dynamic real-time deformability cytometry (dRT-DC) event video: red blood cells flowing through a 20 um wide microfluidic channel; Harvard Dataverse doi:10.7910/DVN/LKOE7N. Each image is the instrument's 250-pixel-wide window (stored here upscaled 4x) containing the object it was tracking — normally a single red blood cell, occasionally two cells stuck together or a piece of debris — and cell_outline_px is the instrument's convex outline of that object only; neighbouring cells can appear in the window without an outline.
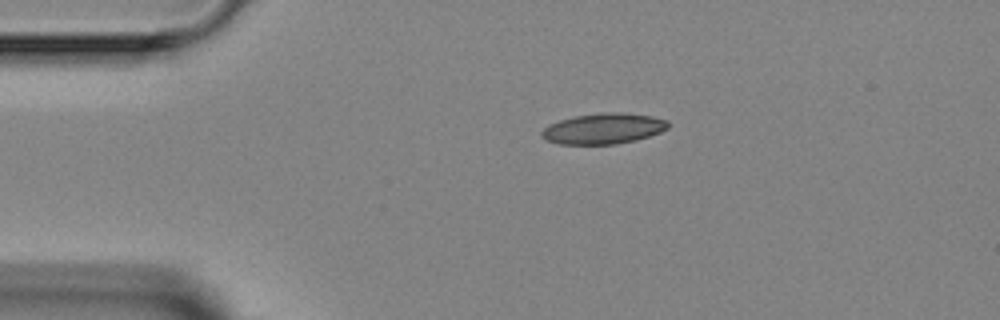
{"species": "Egyptian fruit bat (a non-hibernating species)", "species_latin": "Rousettus aegyptiacus", "temperature_condition": "room temperature", "stored_images_in_passage": 2, "camera_frame_rate_fps": 3000, "um_per_image_px": 0.085, "animal": {"sex": "female"}, "frame": {"image": 1, "passage_image": 1, "time_ms": 0.0, "image_size_px": [1000, 320], "cell_outline_px": [[668, 128], [660, 132], [636, 140], [616, 144], [560, 144], [548, 140], [540, 136], [540, 132], [548, 124], [560, 120], [576, 116], [604, 112], [616, 112], [652, 116], [668, 120]], "centroid_in_image_um": [51.28, 10.93], "position_along_channel_um": 33.7, "area_um2": 22.48}}
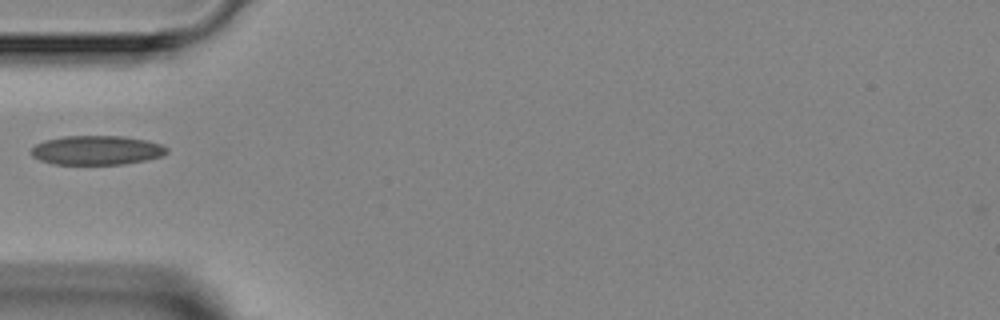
{"frame": {"image": 2, "passage_image": 2, "time_ms": 2.0, "image_size_px": [1000, 320], "cell_outline_px": [[168, 152], [164, 156], [124, 164], [52, 164], [40, 160], [32, 156], [32, 148], [36, 144], [44, 140], [64, 136], [124, 136], [144, 140], [160, 144], [168, 148]], "centroid_in_image_um": [8.22, 12.77], "position_along_channel_um": 76.8, "area_um2": 23.06}}